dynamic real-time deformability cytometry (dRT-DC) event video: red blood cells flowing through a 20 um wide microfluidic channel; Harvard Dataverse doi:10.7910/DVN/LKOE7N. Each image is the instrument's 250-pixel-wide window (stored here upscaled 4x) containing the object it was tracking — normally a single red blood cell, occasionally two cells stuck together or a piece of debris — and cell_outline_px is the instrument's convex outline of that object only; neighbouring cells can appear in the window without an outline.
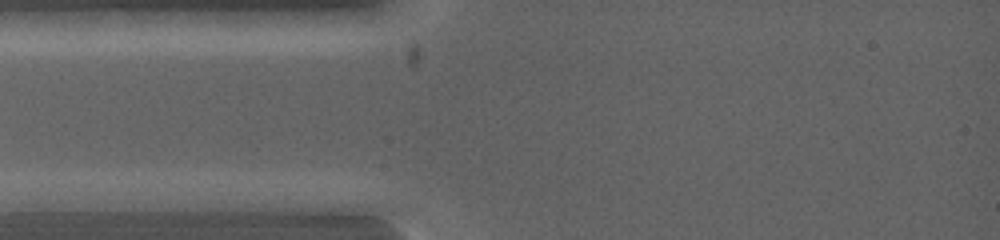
{"species": "common noctule bat (a hibernating species)", "species_latin": "Nyctalus noctula", "temperature_condition": "warm", "stored_images_in_passage": 3, "camera_frame_rate_fps": 5000, "um_per_image_px": 0.085, "animal": {"sex": "female", "body_mass_g": 19.0, "forearm_length_mm": 53.3}, "frame": {"image": 1, "passage_image": 1, "time_ms": 0.0, "image_size_px": [1000, 240], "cell_outline_px": [[124, 200], [112, 212], [20, 212], [16, 200], [32, 192], [48, 192]], "centroid_in_image_um": [5.55, 17.28], "position_along_channel_um": 79.4, "area_um2": 12.25}}